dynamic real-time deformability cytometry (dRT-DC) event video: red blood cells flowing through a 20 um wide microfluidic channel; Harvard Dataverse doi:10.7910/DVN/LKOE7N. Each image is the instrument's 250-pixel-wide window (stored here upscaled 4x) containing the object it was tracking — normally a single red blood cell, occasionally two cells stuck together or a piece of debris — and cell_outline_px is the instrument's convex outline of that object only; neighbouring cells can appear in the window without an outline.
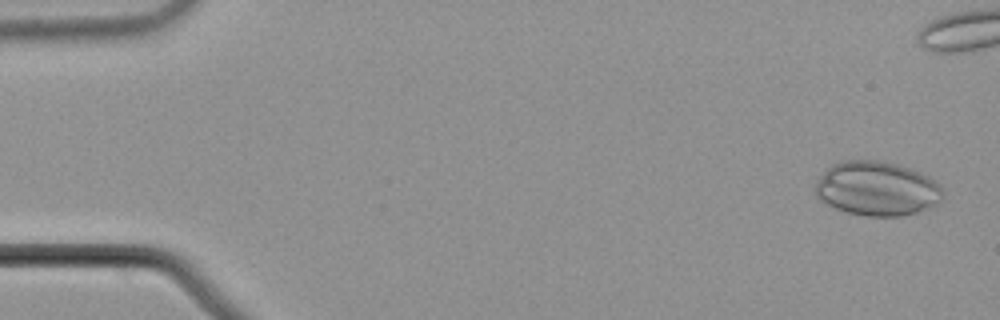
{"species": "common noctule bat (a hibernating species)", "species_latin": "Nyctalus noctula", "temperature_condition": "cold", "stored_images_in_passage": 12, "camera_frame_rate_fps": 3000, "um_per_image_px": 0.085, "animal": {"sex": "male", "body_mass_g": 21.5, "forearm_length_mm": 52.0}, "frame": {"image": 1, "passage_image": 3, "time_ms": 0.667, "image_size_px": [1000, 320], "cell_outline_px": [[944, 192], [940, 200], [936, 204], [928, 208], [916, 212], [900, 216], [868, 216], [848, 212], [836, 208], [820, 200], [816, 196], [816, 180], [832, 164], [844, 160], [876, 160], [896, 164], [908, 168], [928, 176], [940, 184], [944, 188]], "centroid_in_image_um": [74.54, 16.03], "position_along_channel_um": 10.5, "area_um2": 40.17}}